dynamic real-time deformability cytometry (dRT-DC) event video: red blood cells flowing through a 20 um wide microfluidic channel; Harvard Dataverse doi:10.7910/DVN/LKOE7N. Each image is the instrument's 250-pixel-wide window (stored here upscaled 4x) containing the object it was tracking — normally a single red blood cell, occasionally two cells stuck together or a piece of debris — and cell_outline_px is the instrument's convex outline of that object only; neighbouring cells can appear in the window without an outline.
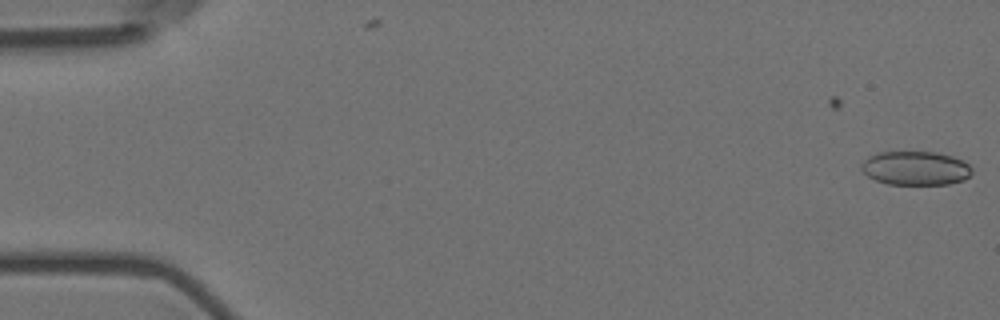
{"species": "Egyptian fruit bat (a non-hibernating species)", "species_latin": "Rousettus aegyptiacus", "temperature_condition": "room temperature", "stored_images_in_passage": 6, "camera_frame_rate_fps": 3000, "um_per_image_px": 0.085, "animal": {"sex": "female"}, "frame": {"image": 1, "passage_image": 6, "time_ms": 1.667, "image_size_px": [1000, 320], "cell_outline_px": [[972, 172], [964, 180], [948, 184], [888, 184], [876, 180], [868, 176], [860, 168], [860, 164], [868, 156], [876, 152], [936, 152], [952, 156], [968, 164], [972, 168]], "centroid_in_image_um": [77.79, 14.29], "position_along_channel_um": 7.2, "area_um2": 21.85}}